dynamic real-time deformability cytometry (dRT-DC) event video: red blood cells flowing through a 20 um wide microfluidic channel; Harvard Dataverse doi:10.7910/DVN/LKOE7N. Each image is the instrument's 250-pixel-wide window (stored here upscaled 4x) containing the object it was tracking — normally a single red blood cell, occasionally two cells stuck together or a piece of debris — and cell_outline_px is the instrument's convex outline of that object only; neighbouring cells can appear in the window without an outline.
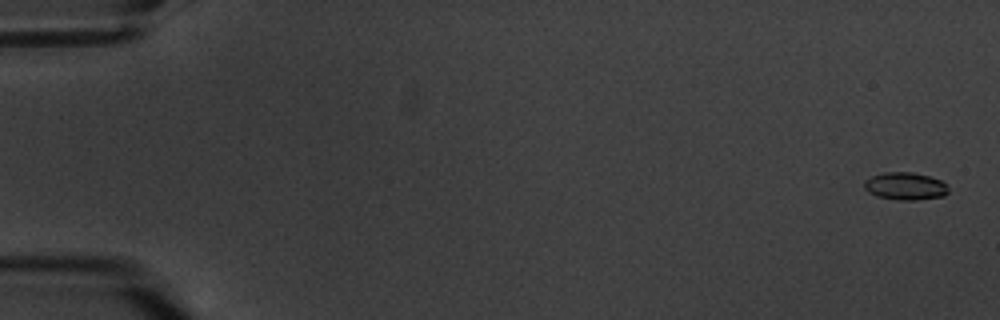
{"species": "common noctule bat (a hibernating species)", "species_latin": "Nyctalus noctula", "temperature_condition": "warm", "stored_images_in_passage": 6, "camera_frame_rate_fps": 3000, "um_per_image_px": 0.085, "animal": {"sex": "male", "body_mass_g": 20.1, "forearm_length_mm": 53.5}, "frame": {"image": 1, "passage_image": 1, "time_ms": 0.0, "image_size_px": [1000, 320], "cell_outline_px": [[948, 192], [944, 196], [912, 200], [900, 200], [880, 196], [868, 192], [864, 188], [864, 180], [872, 176], [884, 172], [912, 172], [928, 176], [940, 180], [948, 188]], "centroid_in_image_um": [76.93, 15.81], "position_along_channel_um": 8.1, "area_um2": 13.29}}
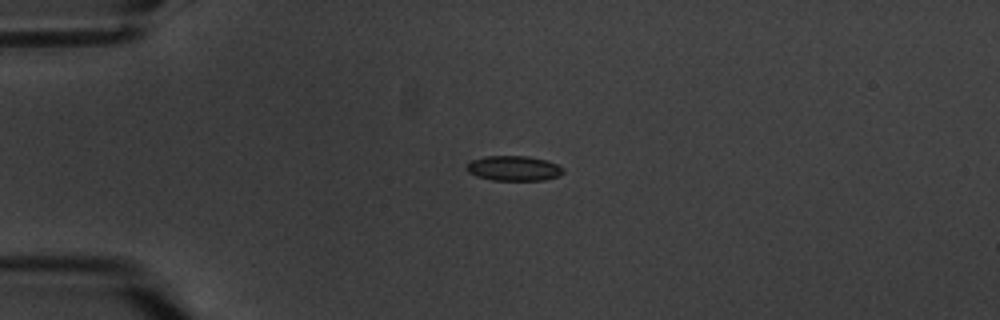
{"frame": {"image": 2, "passage_image": 5, "time_ms": 4.667, "image_size_px": [1000, 320], "cell_outline_px": [[564, 172], [556, 176], [544, 180], [492, 180], [476, 176], [468, 172], [464, 168], [472, 160], [484, 156], [528, 156], [548, 160], [564, 168]], "centroid_in_image_um": [43.65, 14.3], "position_along_channel_um": 41.3, "area_um2": 14.1}}